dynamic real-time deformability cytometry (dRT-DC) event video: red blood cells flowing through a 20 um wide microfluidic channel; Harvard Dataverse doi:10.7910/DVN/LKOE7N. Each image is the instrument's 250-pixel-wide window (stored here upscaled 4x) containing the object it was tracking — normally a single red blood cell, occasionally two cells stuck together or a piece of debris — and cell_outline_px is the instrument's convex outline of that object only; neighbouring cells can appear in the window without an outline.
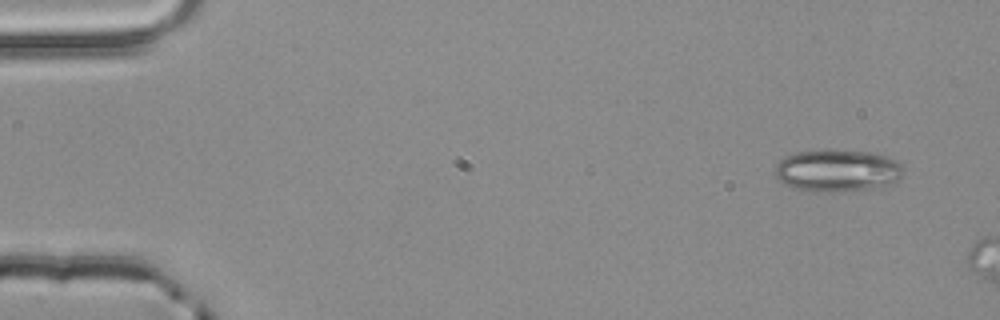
{"species": "common noctule bat (a hibernating species)", "species_latin": "Nyctalus noctula", "temperature_condition": "room temperature", "stored_images_in_passage": 2, "segment_of_instrument_passage": [1, 2], "camera_frame_rate_fps": 3000, "um_per_image_px": 0.085, "animal": {"sex": "male", "body_mass_g": 20.4}, "frame": {"image": 1, "passage_image": 1, "time_ms": 0.0, "image_size_px": [1000, 320], "cell_outline_px": [[904, 168], [900, 176], [892, 184], [872, 188], [840, 192], [828, 192], [792, 188], [780, 180], [776, 176], [776, 164], [780, 160], [796, 152], [824, 148], [868, 152], [884, 156], [900, 164]], "centroid_in_image_um": [71.15, 14.48], "position_along_channel_um": 13.8, "area_um2": 31.5}}